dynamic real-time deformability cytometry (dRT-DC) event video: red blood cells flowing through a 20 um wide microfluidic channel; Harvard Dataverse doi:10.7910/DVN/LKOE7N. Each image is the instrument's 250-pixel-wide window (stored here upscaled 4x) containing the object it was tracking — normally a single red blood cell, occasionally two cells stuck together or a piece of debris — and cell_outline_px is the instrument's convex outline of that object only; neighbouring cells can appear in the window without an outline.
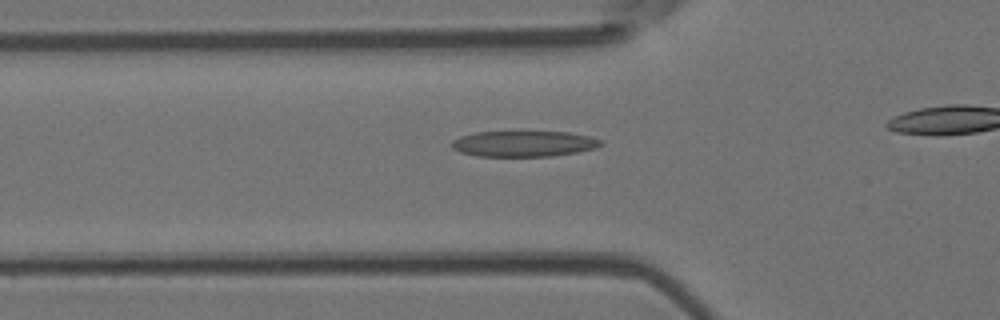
{"species": "Egyptian fruit bat (a non-hibernating species)", "species_latin": "Rousettus aegyptiacus", "temperature_condition": "room temperature", "stored_images_in_passage": 26, "camera_frame_rate_fps": 3000, "um_per_image_px": 0.085, "animal": {"sex": "female"}, "frame": {"image": 1, "passage_image": 11, "time_ms": 3.333, "image_size_px": [1000, 320], "cell_outline_px": [[604, 144], [596, 148], [576, 152], [552, 156], [476, 156], [460, 152], [452, 148], [452, 140], [460, 136], [476, 132], [568, 132], [588, 136], [600, 140]], "centroid_in_image_um": [44.5, 12.22], "position_along_channel_um": 81.3, "area_um2": 22.31}}
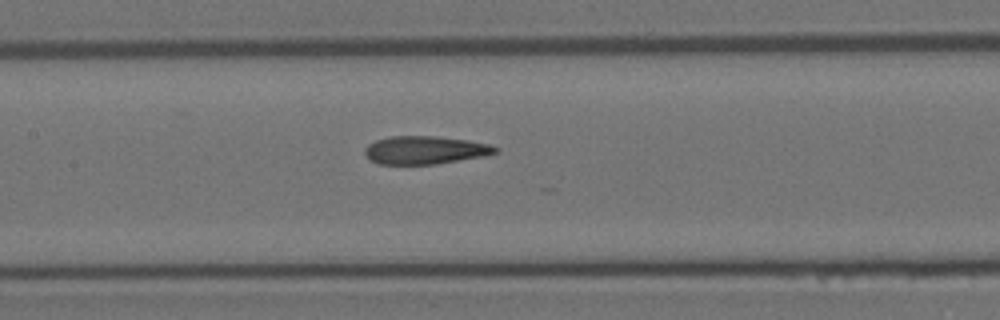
{"frame": {"image": 2, "passage_image": 18, "time_ms": 5.667, "image_size_px": [1000, 320], "cell_outline_px": [[500, 152], [484, 156], [436, 164], [376, 164], [364, 152], [364, 148], [368, 144], [376, 140], [392, 136], [436, 136], [468, 140], [488, 144], [500, 148]], "centroid_in_image_um": [36.16, 12.75], "position_along_channel_um": 171.2, "area_um2": 21.39}}
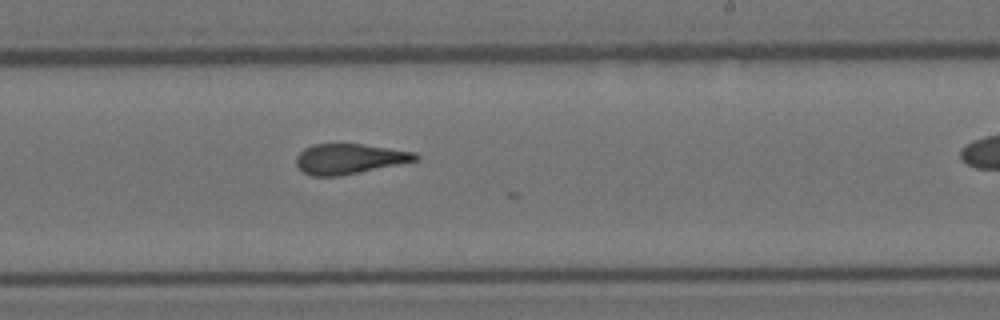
{"frame": {"image": 3, "passage_image": 25, "time_ms": 8.0, "image_size_px": [1000, 320], "cell_outline_px": [[420, 160], [340, 176], [312, 176], [304, 172], [296, 164], [296, 156], [304, 148], [312, 144], [360, 144], [416, 152], [420, 156]], "centroid_in_image_um": [29.71, 13.5], "position_along_channel_um": 259.3, "area_um2": 20.98}}